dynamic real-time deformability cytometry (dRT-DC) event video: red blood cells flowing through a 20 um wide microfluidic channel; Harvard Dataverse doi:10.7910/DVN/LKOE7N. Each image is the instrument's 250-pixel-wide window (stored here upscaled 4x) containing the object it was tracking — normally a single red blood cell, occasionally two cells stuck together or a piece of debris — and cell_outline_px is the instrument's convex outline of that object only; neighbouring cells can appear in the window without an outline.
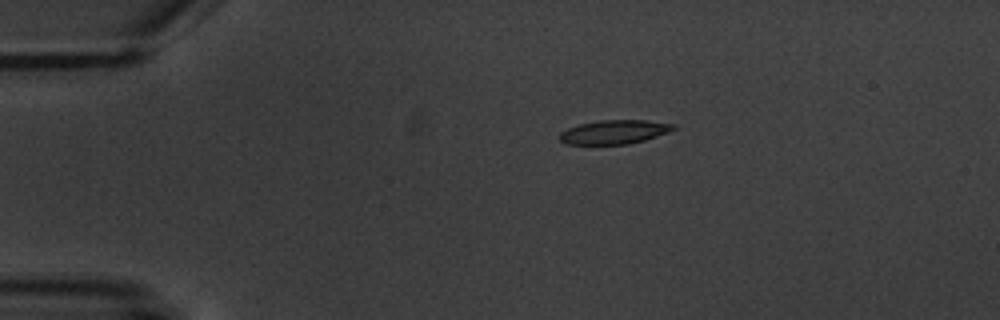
{"species": "common noctule bat (a hibernating species)", "species_latin": "Nyctalus noctula", "temperature_condition": "warm", "stored_images_in_passage": 6, "camera_frame_rate_fps": 3000, "um_per_image_px": 0.085, "animal": {"sex": "male", "body_mass_g": 20.1, "forearm_length_mm": 53.5}, "frame": {"image": 1, "passage_image": 4, "time_ms": 3.667, "image_size_px": [1000, 320], "cell_outline_px": [[676, 128], [668, 132], [644, 140], [628, 144], [564, 144], [560, 140], [560, 132], [568, 128], [580, 124], [600, 120], [648, 120], [676, 124]], "centroid_in_image_um": [52.22, 11.21], "position_along_channel_um": 32.8, "area_um2": 15.84}}